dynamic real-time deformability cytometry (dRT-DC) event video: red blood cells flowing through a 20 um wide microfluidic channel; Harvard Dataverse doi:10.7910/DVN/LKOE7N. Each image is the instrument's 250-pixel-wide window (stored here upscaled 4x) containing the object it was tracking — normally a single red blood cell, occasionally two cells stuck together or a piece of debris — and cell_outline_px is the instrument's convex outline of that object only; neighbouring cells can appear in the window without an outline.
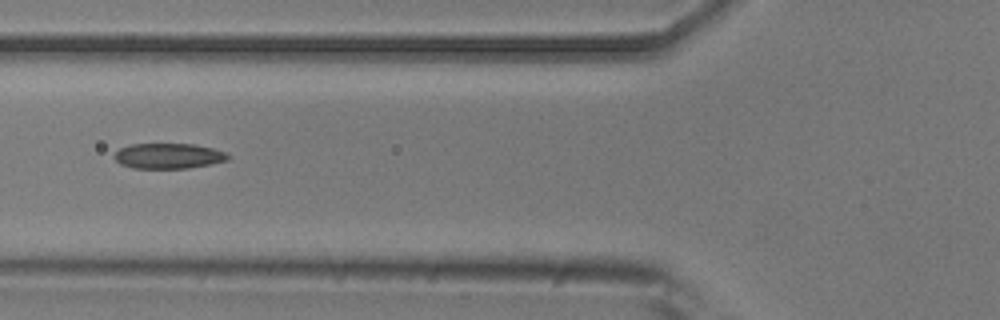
{"species": "common noctule bat (a hibernating species)", "species_latin": "Nyctalus noctula", "temperature_condition": "room temperature", "stored_images_in_passage": 4, "camera_frame_rate_fps": 3000, "um_per_image_px": 0.085, "animal": {"sex": "male", "body_mass_g": 20.5, "forearm_length_mm": 52.5}, "frame": {"image": 1, "passage_image": 3, "time_ms": 2.333, "image_size_px": [1000, 320], "cell_outline_px": [[232, 156], [228, 160], [188, 168], [132, 168], [120, 164], [112, 156], [120, 148], [128, 144], [192, 144], [212, 148], [224, 152]], "centroid_in_image_um": [14.28, 13.25], "position_along_channel_um": 111.5, "area_um2": 16.76}}
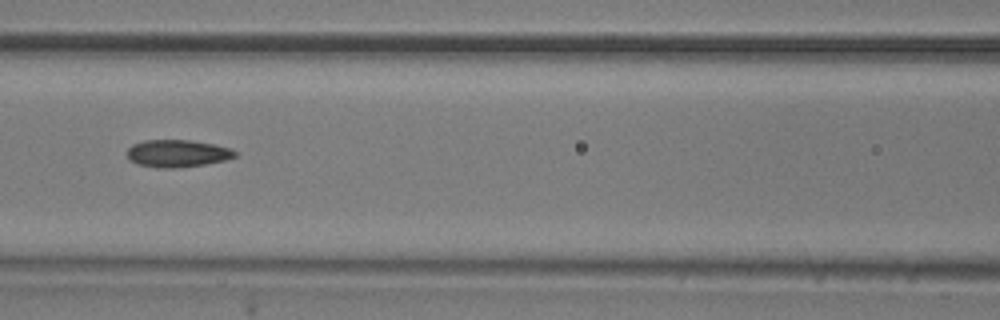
{"frame": {"image": 2, "passage_image": 4, "time_ms": 3.333, "image_size_px": [1000, 320], "cell_outline_px": [[236, 156], [224, 160], [204, 164], [172, 168], [156, 168], [140, 164], [132, 160], [128, 156], [128, 148], [132, 144], [144, 140], [192, 140], [216, 144], [232, 148], [236, 152]], "centroid_in_image_um": [15.11, 13.02], "position_along_channel_um": 151.5, "area_um2": 17.11}}